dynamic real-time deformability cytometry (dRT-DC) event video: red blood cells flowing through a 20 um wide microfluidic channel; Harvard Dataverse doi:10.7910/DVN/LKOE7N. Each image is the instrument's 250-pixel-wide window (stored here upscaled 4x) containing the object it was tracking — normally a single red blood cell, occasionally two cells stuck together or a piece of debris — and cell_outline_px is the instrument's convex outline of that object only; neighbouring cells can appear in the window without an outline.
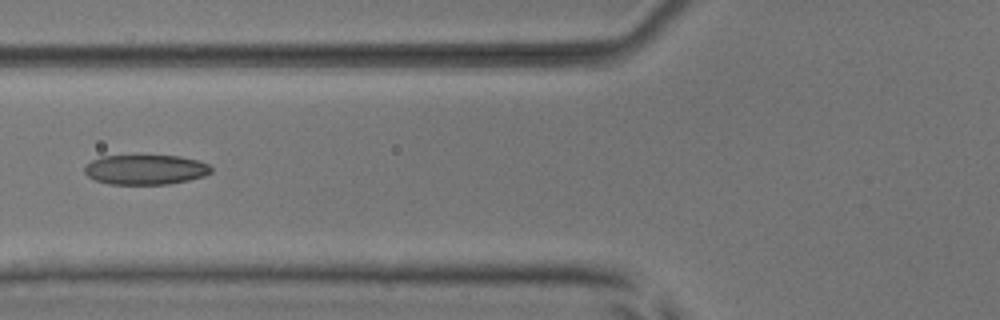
{"species": "common noctule bat (a hibernating species)", "species_latin": "Nyctalus noctula", "temperature_condition": "room temperature", "stored_images_in_passage": 6, "camera_frame_rate_fps": 3000, "um_per_image_px": 0.085, "animal": {"sex": "male", "body_mass_g": 17.9, "forearm_length_mm": 54.2}, "frame": {"image": 1, "passage_image": 6, "time_ms": 6.667, "image_size_px": [1000, 320], "cell_outline_px": [[212, 172], [204, 176], [188, 180], [168, 184], [108, 184], [96, 180], [88, 176], [84, 172], [84, 168], [92, 160], [100, 156], [180, 156], [196, 160], [208, 164], [212, 168]], "centroid_in_image_um": [12.37, 14.42], "position_along_channel_um": 113.4, "area_um2": 21.91}}